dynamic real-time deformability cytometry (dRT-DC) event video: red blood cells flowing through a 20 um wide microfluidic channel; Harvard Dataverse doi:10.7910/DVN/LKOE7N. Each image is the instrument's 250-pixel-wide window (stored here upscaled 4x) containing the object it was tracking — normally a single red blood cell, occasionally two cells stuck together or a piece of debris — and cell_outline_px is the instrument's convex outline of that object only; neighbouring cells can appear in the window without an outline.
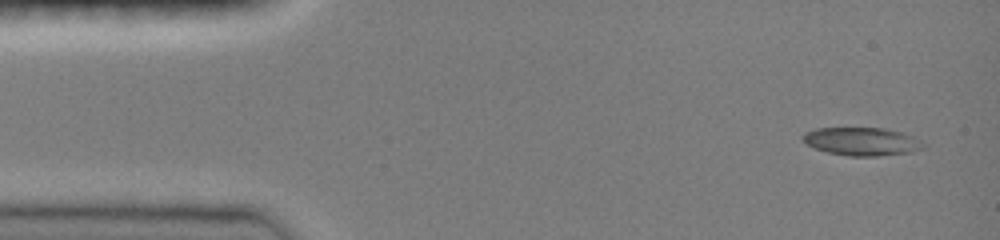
{"species": "common noctule bat (a hibernating species)", "species_latin": "Nyctalus noctula", "temperature_condition": "room temperature", "stored_images_in_passage": 46, "camera_frame_rate_fps": 3000, "um_per_image_px": 0.085, "animal": {"sex": "female", "body_mass_g": 19.0, "forearm_length_mm": 51.5}, "frame": {"image": 1, "passage_image": 1, "time_ms": 0.0, "image_size_px": [1000, 240], "cell_outline_px": [[928, 144], [924, 148], [912, 152], [876, 156], [848, 156], [828, 152], [816, 148], [808, 144], [804, 140], [804, 132], [816, 128], [884, 128], [904, 132]], "centroid_in_image_um": [73.33, 12.02], "position_along_channel_um": 11.7, "area_um2": 19.77}}
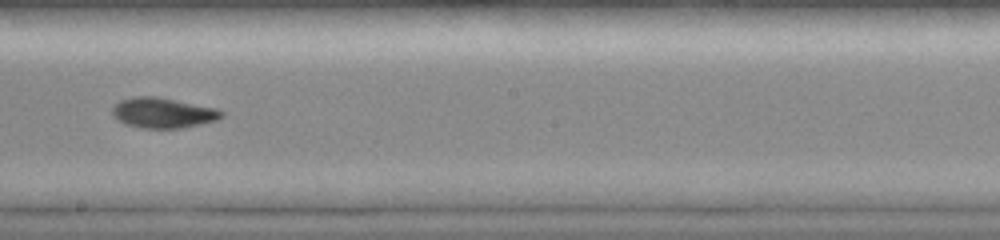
{"frame": {"image": 2, "passage_image": 25, "time_ms": 8.0, "image_size_px": [1000, 240], "cell_outline_px": [[224, 116], [216, 120], [200, 124], [180, 128], [140, 128], [124, 124], [112, 116], [112, 108], [120, 100], [132, 96], [156, 96], [216, 108], [224, 112]], "centroid_in_image_um": [13.82, 9.59], "position_along_channel_um": 234.4, "area_um2": 19.36}}
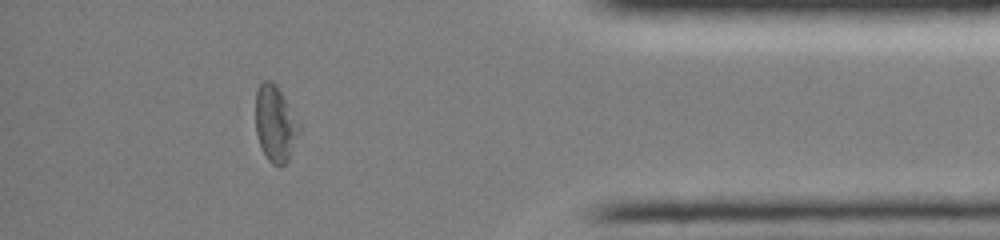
{"frame": {"image": 3, "passage_image": 40, "time_ms": 13.0, "image_size_px": [1000, 240], "cell_outline_px": [[304, 128], [288, 160], [280, 168], [272, 164], [268, 160], [260, 144], [256, 132], [256, 92], [260, 84], [264, 80], [272, 80], [276, 84], [304, 124]], "centroid_in_image_um": [23.49, 10.51], "position_along_channel_um": 411.7, "area_um2": 20.23}, "authors_computed_cell_mechanics": {"area_um2": 19.3341, "velocity_mm_per_s": 4.0297, "shape_relaxation_time_tau1_ms": 6.047, "shape_relaxation_time_tau2_ms": 5.5108, "deformation_change_tau1": 0.2051, "deformation_change_tau2": 0.0971}}